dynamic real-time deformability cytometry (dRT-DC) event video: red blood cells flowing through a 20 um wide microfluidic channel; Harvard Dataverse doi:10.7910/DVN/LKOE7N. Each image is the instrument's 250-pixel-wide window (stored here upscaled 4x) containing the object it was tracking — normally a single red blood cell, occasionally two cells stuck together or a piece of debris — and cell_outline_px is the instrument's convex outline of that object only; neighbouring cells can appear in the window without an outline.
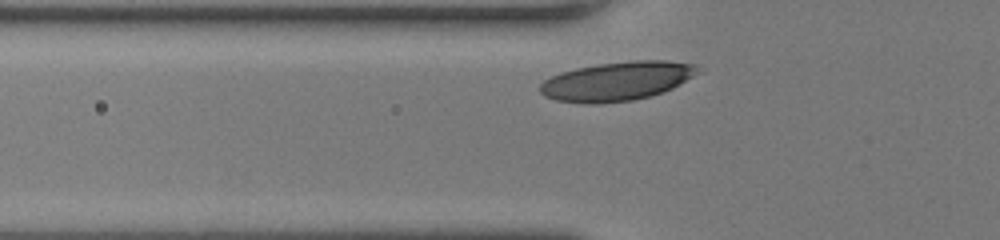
{"species": "human", "species_latin": "Homo sapiens", "temperature_condition": "room temperature", "stored_images_in_passage": 27, "camera_frame_rate_fps": 3000, "um_per_image_px": 0.085, "donor": {"sex": "female"}, "frame": {"image": 1, "passage_image": 3, "time_ms": 0.667, "image_size_px": [1000, 240], "cell_outline_px": [[700, 72], [672, 88], [664, 92], [652, 96], [632, 100], [596, 104], [584, 104], [556, 100], [544, 96], [540, 92], [540, 84], [544, 80], [560, 72], [576, 68], [600, 64], [636, 60], [664, 60], [696, 64]], "centroid_in_image_um": [52.44, 6.91], "position_along_channel_um": 73.4, "area_um2": 35.84}}
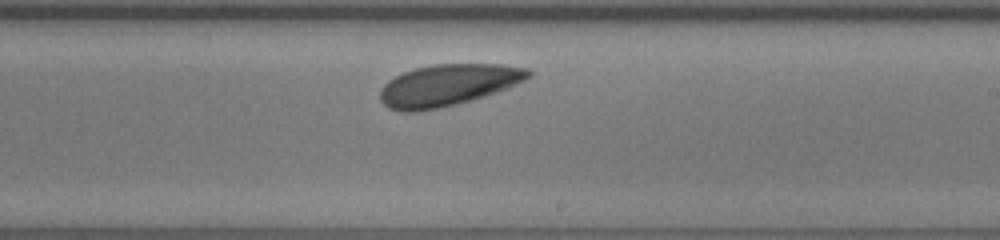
{"frame": {"image": 2, "passage_image": 17, "time_ms": 5.333, "image_size_px": [1000, 240], "cell_outline_px": [[532, 76], [508, 88], [484, 96], [436, 108], [416, 112], [400, 112], [388, 108], [380, 100], [380, 88], [388, 80], [404, 72], [416, 68], [432, 64], [504, 64], [528, 68], [532, 72]], "centroid_in_image_um": [38.07, 7.22], "position_along_channel_um": 250.9, "area_um2": 35.84}}
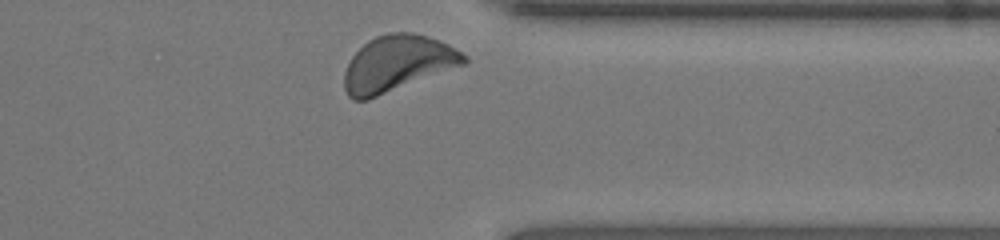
{"frame": {"image": 3, "passage_image": 27, "time_ms": 8.667, "image_size_px": [1000, 240], "cell_outline_px": [[468, 64], [368, 100], [352, 100], [348, 96], [344, 88], [344, 72], [352, 56], [368, 40], [376, 36], [388, 32], [412, 32], [448, 44], [468, 56]], "centroid_in_image_um": [33.8, 5.42], "position_along_channel_um": 377.6, "area_um2": 39.25}, "authors_computed_cell_mechanics": {"area_um2": 34.969, "velocity_mm_per_s": 3.8442, "shape_relaxation_time_tau1_ms": 2.1875, "shape_relaxation_time_tau2_ms": null, "deformation_change_tau1": 0.0796, "deformation_change_tau2": null}}